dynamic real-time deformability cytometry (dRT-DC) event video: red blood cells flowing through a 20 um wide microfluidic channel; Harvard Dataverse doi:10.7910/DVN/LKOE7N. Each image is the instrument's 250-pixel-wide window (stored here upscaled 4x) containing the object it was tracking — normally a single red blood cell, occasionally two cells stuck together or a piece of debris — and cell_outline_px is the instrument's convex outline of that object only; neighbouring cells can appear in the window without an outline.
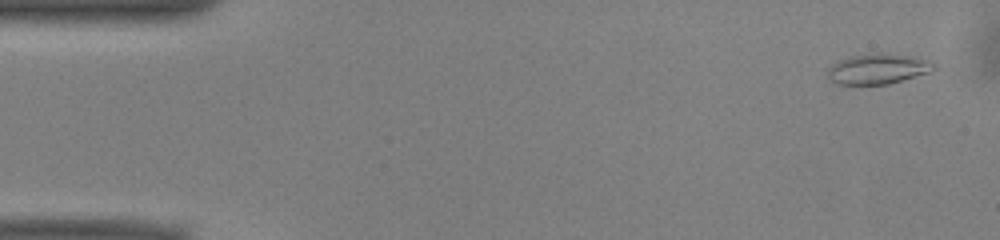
{"species": "common noctule bat (a hibernating species)", "species_latin": "Nyctalus noctula", "temperature_condition": "warm", "stored_images_in_passage": 51, "camera_frame_rate_fps": 3000, "um_per_image_px": 0.085, "animal": {"sex": "male", "body_mass_g": 13.0, "forearm_length_mm": 53.1}, "frame": {"image": 1, "passage_image": 2, "time_ms": 0.333, "image_size_px": [1000, 240], "cell_outline_px": [[936, 68], [932, 72], [888, 84], [836, 84], [828, 80], [828, 68], [832, 64], [848, 56], [880, 52], [916, 56], [928, 60], [936, 64]], "centroid_in_image_um": [74.65, 5.84], "position_along_channel_um": 10.4, "area_um2": 19.13}}
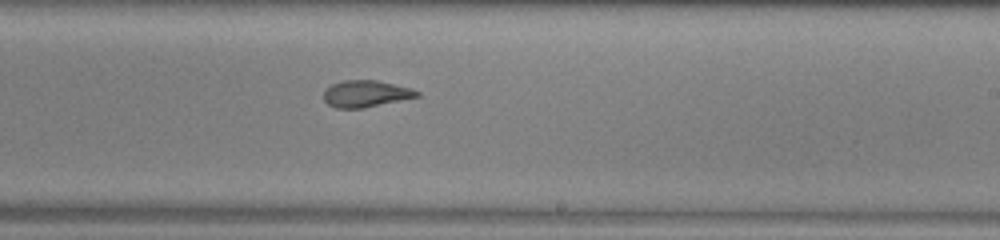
{"frame": {"image": 2, "passage_image": 30, "time_ms": 9.667, "image_size_px": [1000, 240], "cell_outline_px": [[420, 96], [364, 108], [336, 108], [328, 104], [324, 100], [324, 92], [332, 84], [344, 80], [376, 80], [408, 88], [420, 92]], "centroid_in_image_um": [31.07, 7.97], "position_along_channel_um": 257.9, "area_um2": 14.28}}
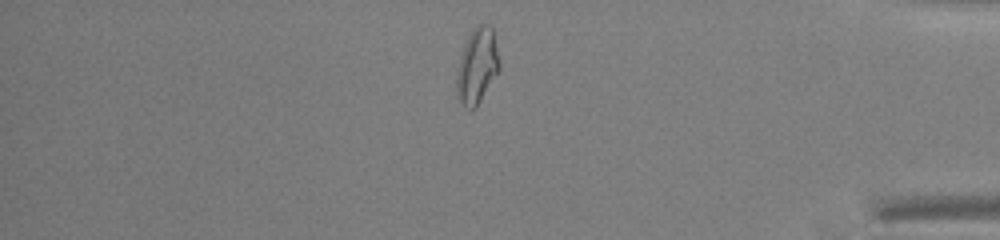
{"frame": {"image": 3, "passage_image": 43, "time_ms": 14.0, "image_size_px": [1000, 240], "cell_outline_px": [[500, 72], [476, 108], [468, 108], [456, 96], [456, 72], [460, 56], [464, 44], [472, 28], [480, 20], [488, 24], [492, 28], [500, 64]], "centroid_in_image_um": [40.56, 5.57], "position_along_channel_um": 394.6, "area_um2": 19.25}, "authors_computed_cell_mechanics": {"area_um2": 16.6464, "velocity_mm_per_s": 3.9575, "shape_relaxation_time_tau1_ms": 11.1872, "shape_relaxation_time_tau2_ms": 2.4513, "deformation_change_tau1": 0.2786, "deformation_change_tau2": 0.0663}}